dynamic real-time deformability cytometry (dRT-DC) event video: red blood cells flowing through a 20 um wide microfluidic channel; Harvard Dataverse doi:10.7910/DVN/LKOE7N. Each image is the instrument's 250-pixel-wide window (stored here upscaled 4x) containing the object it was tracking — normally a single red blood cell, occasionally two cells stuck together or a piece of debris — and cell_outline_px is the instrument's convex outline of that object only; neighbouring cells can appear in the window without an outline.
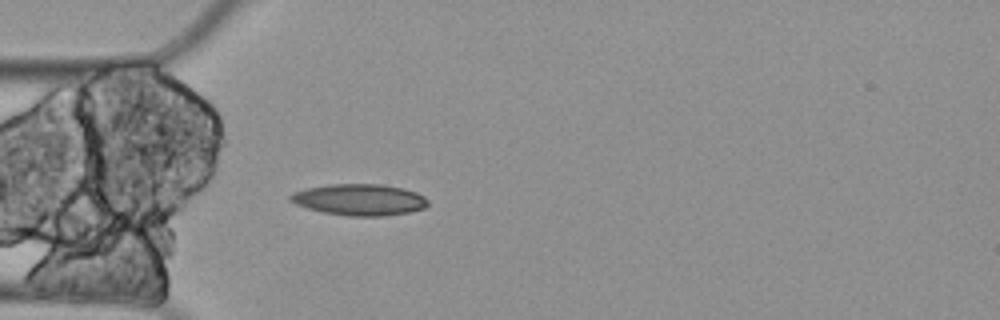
{"species": "Egyptian fruit bat (a non-hibernating species)", "species_latin": "Rousettus aegyptiacus", "temperature_condition": "cold", "stored_images_in_passage": 1, "camera_frame_rate_fps": 3000, "um_per_image_px": 0.085, "animal": {"sex": "female"}, "frame": {"image": 1, "passage_image": 1, "time_ms": 0.0, "image_size_px": [1000, 320], "cell_outline_px": [[428, 204], [424, 208], [408, 212], [384, 216], [348, 216], [324, 212], [308, 208], [296, 204], [288, 200], [288, 196], [292, 192], [304, 188], [328, 184], [380, 184], [404, 188], [416, 192], [424, 196], [428, 200]], "centroid_in_image_um": [30.53, 16.96], "position_along_channel_um": 54.5, "area_um2": 25.32}}